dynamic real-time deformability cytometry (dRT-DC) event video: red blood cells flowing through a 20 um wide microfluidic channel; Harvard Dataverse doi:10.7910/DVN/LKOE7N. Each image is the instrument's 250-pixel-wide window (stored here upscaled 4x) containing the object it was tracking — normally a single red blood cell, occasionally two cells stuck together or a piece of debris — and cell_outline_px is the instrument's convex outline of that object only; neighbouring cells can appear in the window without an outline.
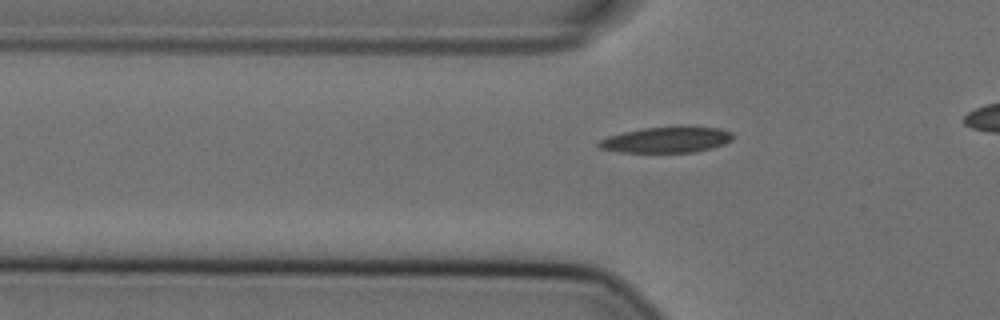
{"species": "Egyptian fruit bat (a non-hibernating species)", "species_latin": "Rousettus aegyptiacus", "temperature_condition": "cold", "stored_images_in_passage": 30, "camera_frame_rate_fps": 3000, "um_per_image_px": 0.085, "animal": {"sex": "female"}, "frame": {"image": 1, "passage_image": 2, "time_ms": 0.333, "image_size_px": [1000, 320], "cell_outline_px": [[736, 136], [732, 140], [724, 144], [712, 148], [696, 152], [620, 152], [600, 148], [596, 144], [600, 140], [608, 136], [624, 132], [644, 128], [676, 124], [688, 124], [720, 128], [732, 132]], "centroid_in_image_um": [56.75, 11.83], "position_along_channel_um": 69.0, "area_um2": 21.04}}
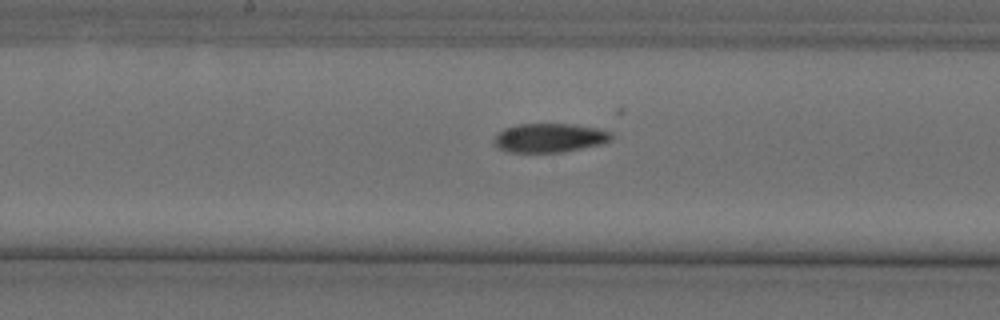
{"frame": {"image": 2, "passage_image": 13, "time_ms": 4.0, "image_size_px": [1000, 320], "cell_outline_px": [[612, 140], [600, 144], [564, 152], [508, 152], [496, 148], [492, 140], [504, 128], [516, 124], [572, 124], [600, 128], [612, 132]], "centroid_in_image_um": [46.7, 11.71], "position_along_channel_um": 201.5, "area_um2": 20.0}}
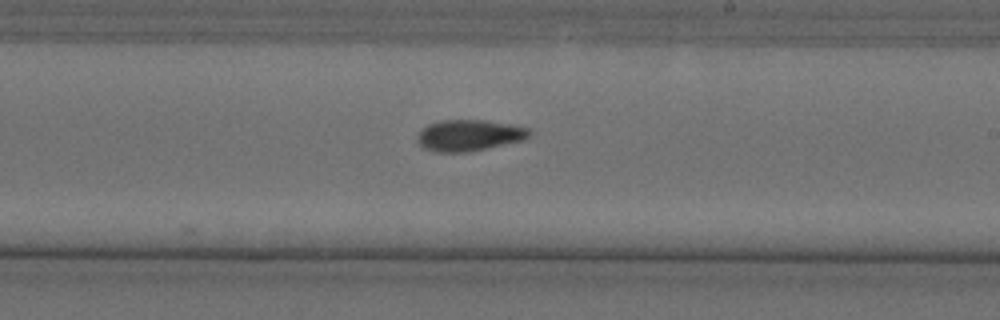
{"frame": {"image": 3, "passage_image": 17, "time_ms": 5.333, "image_size_px": [1000, 320], "cell_outline_px": [[532, 132], [524, 140], [468, 152], [432, 152], [424, 148], [416, 140], [416, 136], [428, 124], [440, 120], [484, 120], [532, 128]], "centroid_in_image_um": [39.87, 11.5], "position_along_channel_um": 249.1, "area_um2": 20.46}}